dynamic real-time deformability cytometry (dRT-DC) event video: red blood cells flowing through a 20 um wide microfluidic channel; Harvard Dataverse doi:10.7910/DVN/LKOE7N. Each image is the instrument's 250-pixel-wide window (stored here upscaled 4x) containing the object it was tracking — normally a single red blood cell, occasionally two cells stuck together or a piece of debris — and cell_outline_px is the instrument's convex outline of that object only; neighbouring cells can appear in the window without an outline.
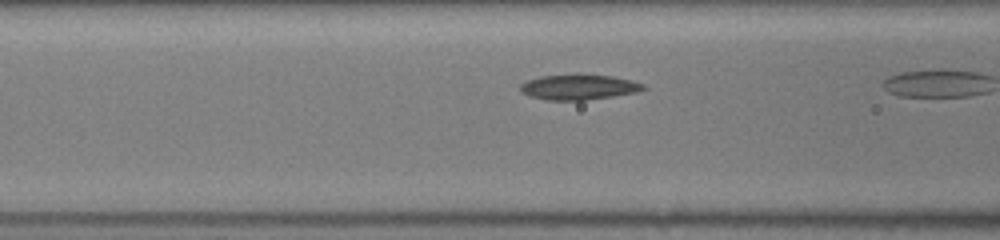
{"species": "common noctule bat (a hibernating species)", "species_latin": "Nyctalus noctula", "temperature_condition": "room temperature", "stored_images_in_passage": 11, "camera_frame_rate_fps": 3000, "um_per_image_px": 0.085, "animal": {"sex": "female", "body_mass_g": 19.5, "forearm_length_mm": 54.1}, "frame": {"image": 1, "passage_image": 4, "time_ms": 1.0, "image_size_px": [1000, 240], "cell_outline_px": [[648, 88], [636, 92], [612, 96], [584, 100], [544, 100], [528, 96], [520, 92], [520, 84], [528, 80], [540, 76], [576, 72], [612, 76], [632, 80], [644, 84]], "centroid_in_image_um": [49.16, 7.37], "position_along_channel_um": 117.4, "area_um2": 18.73}}